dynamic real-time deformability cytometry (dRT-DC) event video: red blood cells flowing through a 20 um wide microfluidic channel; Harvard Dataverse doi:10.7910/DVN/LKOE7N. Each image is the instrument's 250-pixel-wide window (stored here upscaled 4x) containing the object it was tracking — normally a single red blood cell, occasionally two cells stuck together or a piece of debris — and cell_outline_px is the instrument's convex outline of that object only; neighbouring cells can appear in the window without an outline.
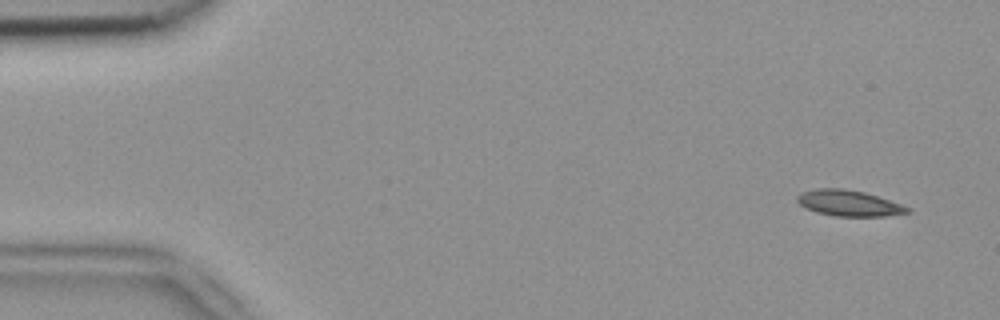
{"species": "common noctule bat (a hibernating species)", "species_latin": "Nyctalus noctula", "temperature_condition": "room temperature", "stored_images_in_passage": 6, "camera_frame_rate_fps": 3000, "um_per_image_px": 0.085, "animal": {"sex": "female", "body_mass_g": 18.4}, "frame": {"image": 1, "passage_image": 1, "time_ms": 0.0, "image_size_px": [1000, 320], "cell_outline_px": [[912, 212], [884, 216], [836, 216], [816, 212], [800, 204], [796, 200], [796, 196], [800, 192], [816, 188], [844, 188], [864, 192], [912, 208]], "centroid_in_image_um": [72.14, 17.26], "position_along_channel_um": 12.9, "area_um2": 16.59}}
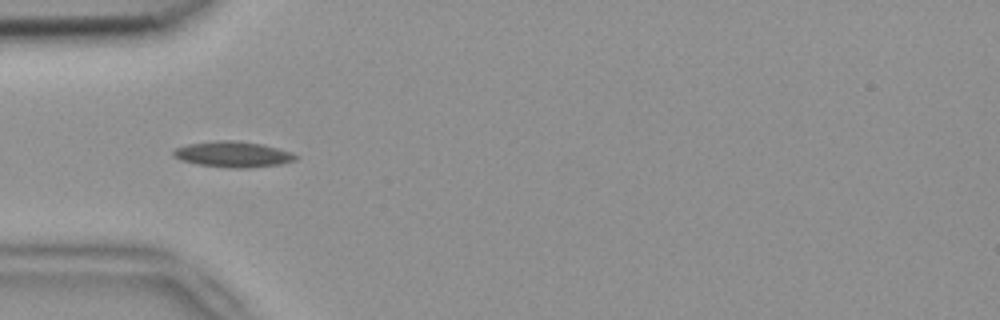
{"frame": {"image": 2, "passage_image": 4, "time_ms": 1.0, "image_size_px": [1000, 320], "cell_outline_px": [[300, 156], [296, 160], [280, 164], [248, 168], [228, 168], [196, 164], [180, 160], [172, 156], [172, 152], [176, 148], [188, 144], [216, 140], [236, 140], [264, 144], [292, 152]], "centroid_in_image_um": [19.82, 13.11], "position_along_channel_um": 65.2, "area_um2": 18.67}}